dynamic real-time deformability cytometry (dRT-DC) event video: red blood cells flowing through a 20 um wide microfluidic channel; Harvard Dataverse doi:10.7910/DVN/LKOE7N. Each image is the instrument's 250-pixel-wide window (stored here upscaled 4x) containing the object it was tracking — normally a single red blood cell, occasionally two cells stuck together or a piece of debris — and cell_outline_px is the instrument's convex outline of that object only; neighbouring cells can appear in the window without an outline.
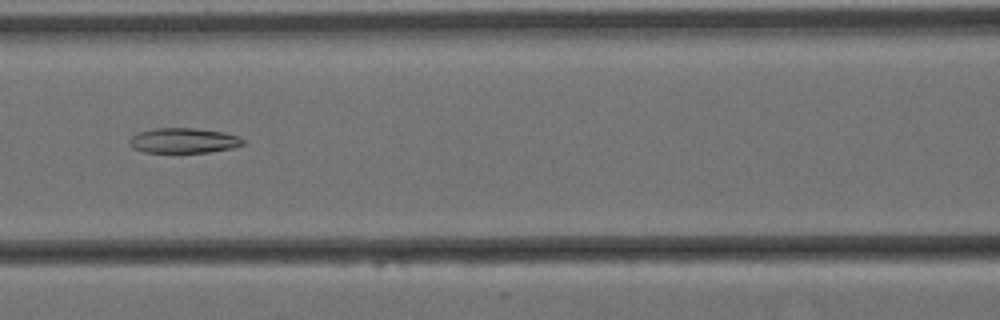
{"species": "Egyptian fruit bat (a non-hibernating species)", "species_latin": "Rousettus aegyptiacus", "temperature_condition": "cold", "stored_images_in_passage": 11, "camera_frame_rate_fps": 3000, "um_per_image_px": 0.085, "animal": {"sex": "female"}, "frame": {"image": 1, "passage_image": 7, "time_ms": 2.0, "image_size_px": [1000, 320], "cell_outline_px": [[244, 144], [232, 148], [208, 152], [144, 152], [132, 148], [128, 144], [128, 140], [132, 136], [140, 132], [152, 128], [196, 128], [224, 132], [240, 136], [244, 140]], "centroid_in_image_um": [15.6, 11.94], "position_along_channel_um": 151.0, "area_um2": 16.7}}
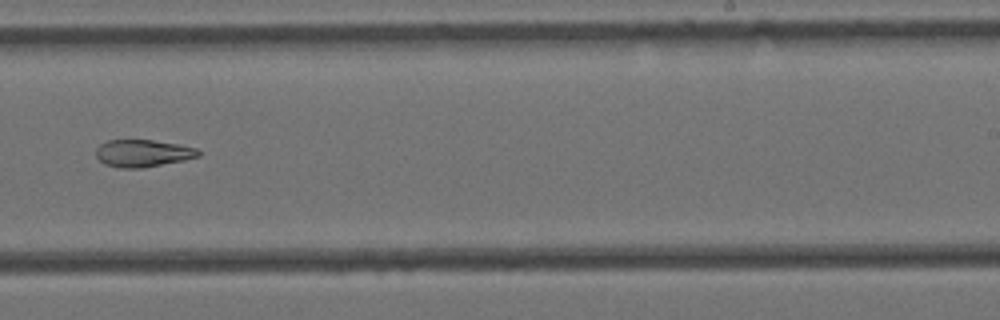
{"frame": {"image": 2, "passage_image": 10, "time_ms": 3.0, "image_size_px": [1000, 320], "cell_outline_px": [[200, 156], [184, 160], [140, 168], [120, 168], [104, 164], [96, 156], [96, 148], [100, 144], [108, 140], [152, 140], [176, 144], [196, 148], [200, 152]], "centroid_in_image_um": [12.11, 13.02], "position_along_channel_um": 276.9, "area_um2": 16.13}}
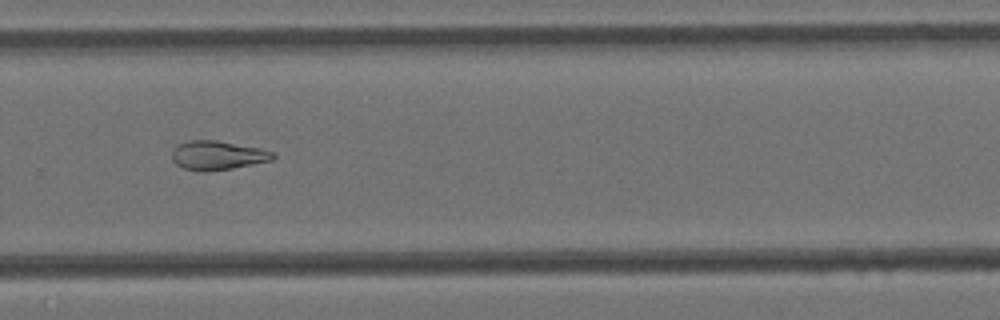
{"frame": {"image": 3, "passage_image": 11, "time_ms": 3.333, "image_size_px": [1000, 320], "cell_outline_px": [[276, 156], [272, 160], [232, 168], [204, 172], [200, 172], [184, 168], [176, 164], [172, 160], [172, 148], [188, 140], [216, 140], [260, 148], [276, 152]], "centroid_in_image_um": [18.49, 13.2], "position_along_channel_um": 311.3, "area_um2": 17.17}}